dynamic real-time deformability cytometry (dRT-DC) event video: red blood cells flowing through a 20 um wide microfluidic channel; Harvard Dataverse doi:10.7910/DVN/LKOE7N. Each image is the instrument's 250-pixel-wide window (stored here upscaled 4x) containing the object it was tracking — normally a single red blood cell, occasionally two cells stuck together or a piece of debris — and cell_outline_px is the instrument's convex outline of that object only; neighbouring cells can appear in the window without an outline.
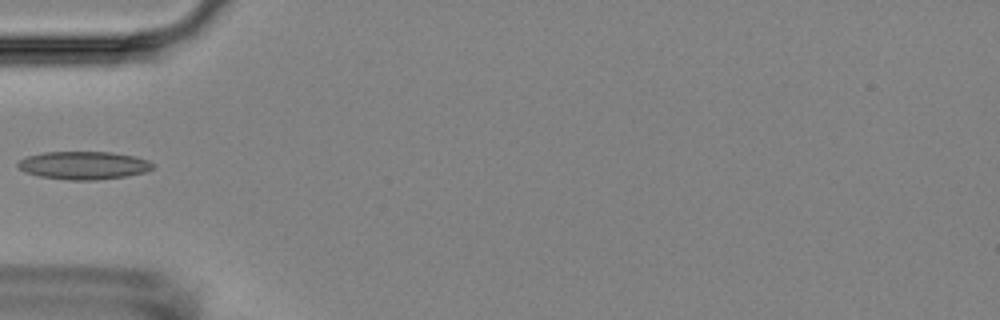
{"species": "Egyptian fruit bat (a non-hibernating species)", "species_latin": "Rousettus aegyptiacus", "temperature_condition": "room temperature", "stored_images_in_passage": 4, "camera_frame_rate_fps": 3000, "um_per_image_px": 0.085, "animal": {"sex": "female"}, "frame": {"image": 1, "passage_image": 4, "time_ms": 4.333, "image_size_px": [1000, 320], "cell_outline_px": [[156, 168], [144, 172], [128, 176], [96, 180], [68, 180], [40, 176], [24, 172], [16, 164], [24, 156], [44, 152], [112, 152], [136, 156], [148, 160], [156, 164]], "centroid_in_image_um": [7.15, 14.05], "position_along_channel_um": 77.9, "area_um2": 22.31}}